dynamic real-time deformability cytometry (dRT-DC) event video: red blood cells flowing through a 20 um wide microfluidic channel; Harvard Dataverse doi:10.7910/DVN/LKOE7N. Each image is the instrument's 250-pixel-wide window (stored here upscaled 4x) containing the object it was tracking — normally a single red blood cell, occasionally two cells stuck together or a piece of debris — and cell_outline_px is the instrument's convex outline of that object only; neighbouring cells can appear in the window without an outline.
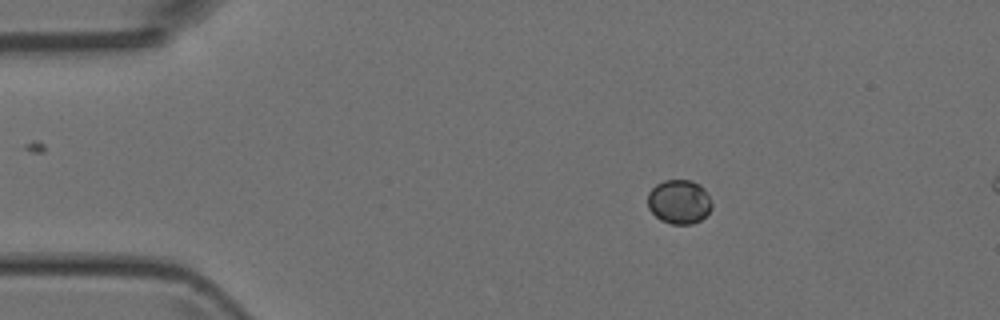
{"species": "Egyptian fruit bat (a non-hibernating species)", "species_latin": "Rousettus aegyptiacus", "temperature_condition": "room temperature", "stored_images_in_passage": 4, "camera_frame_rate_fps": 3000, "um_per_image_px": 0.085, "animal": {"sex": "female"}, "frame": {"image": 1, "passage_image": 2, "time_ms": 1.0, "image_size_px": [1000, 320], "cell_outline_px": [[712, 208], [700, 220], [692, 224], [672, 224], [660, 220], [648, 208], [648, 192], [656, 184], [664, 180], [692, 180], [700, 184], [704, 188], [712, 204]], "centroid_in_image_um": [57.72, 17.14], "position_along_channel_um": 27.3, "area_um2": 16.53}}